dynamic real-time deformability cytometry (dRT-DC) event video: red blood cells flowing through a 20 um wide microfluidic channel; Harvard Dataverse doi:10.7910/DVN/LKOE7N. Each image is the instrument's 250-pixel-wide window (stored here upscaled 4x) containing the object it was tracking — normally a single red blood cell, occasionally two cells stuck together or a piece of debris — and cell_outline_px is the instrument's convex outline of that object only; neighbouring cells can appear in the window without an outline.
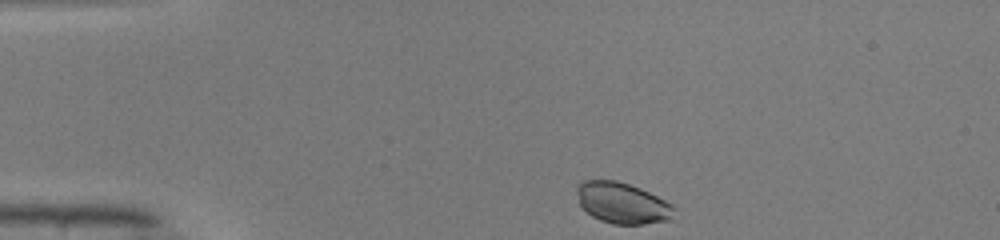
{"species": "common noctule bat (a hibernating species)", "species_latin": "Nyctalus noctula", "temperature_condition": "warm", "stored_images_in_passage": 41, "camera_frame_rate_fps": 3000, "um_per_image_px": 0.085, "animal": {"sex": "male", "body_mass_g": 19.0, "forearm_length_mm": 50.8}, "frame": {"image": 1, "passage_image": 1, "time_ms": 0.0, "image_size_px": [1000, 240], "cell_outline_px": [[672, 208], [668, 220], [644, 224], [612, 224], [600, 220], [592, 216], [580, 204], [576, 192], [576, 188], [584, 180], [616, 180], [640, 188], [672, 204]], "centroid_in_image_um": [52.84, 17.25], "position_along_channel_um": 32.2, "area_um2": 22.77}}
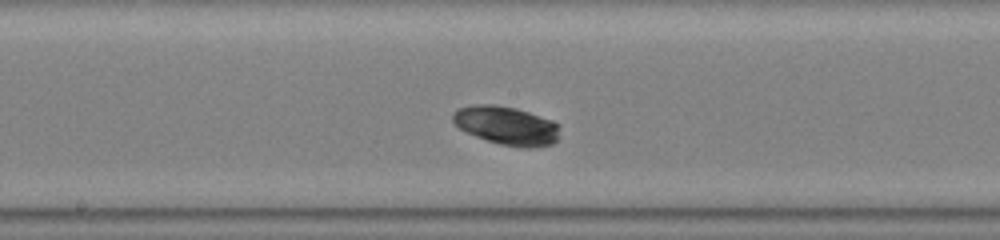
{"frame": {"image": 2, "passage_image": 18, "time_ms": 5.667, "image_size_px": [1000, 240], "cell_outline_px": [[560, 128], [556, 140], [552, 144], [532, 148], [520, 148], [500, 144], [476, 136], [460, 128], [452, 120], [452, 116], [460, 108], [476, 104], [492, 104], [516, 108], [552, 120]], "centroid_in_image_um": [43.08, 10.68], "position_along_channel_um": 205.1, "area_um2": 23.76}}
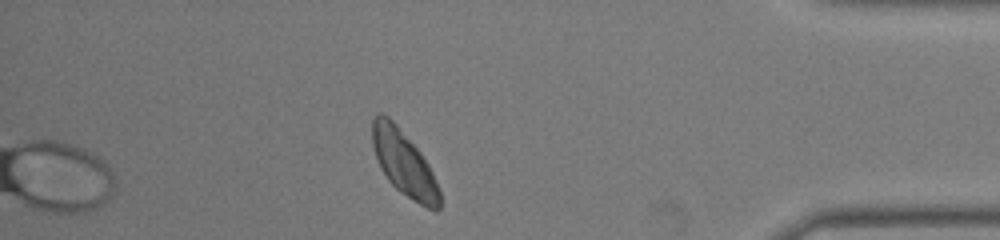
{"frame": {"image": 3, "passage_image": 35, "time_ms": 11.333, "image_size_px": [1000, 240], "cell_outline_px": [[440, 208], [436, 212], [412, 200], [400, 192], [388, 180], [380, 168], [372, 144], [372, 120], [376, 112], [380, 112], [388, 116], [396, 124], [420, 152], [428, 164], [432, 172], [440, 192]], "centroid_in_image_um": [34.32, 13.87], "position_along_channel_um": 400.9, "area_um2": 25.43}, "authors_computed_cell_mechanics": {"area_um2": 24.1026, "velocity_mm_per_s": 4.0459, "shape_relaxation_time_tau1_ms": 2.6274, "shape_relaxation_time_tau2_ms": 0.8427, "deformation_change_tau1": 0.0436, "deformation_change_tau2": null}}